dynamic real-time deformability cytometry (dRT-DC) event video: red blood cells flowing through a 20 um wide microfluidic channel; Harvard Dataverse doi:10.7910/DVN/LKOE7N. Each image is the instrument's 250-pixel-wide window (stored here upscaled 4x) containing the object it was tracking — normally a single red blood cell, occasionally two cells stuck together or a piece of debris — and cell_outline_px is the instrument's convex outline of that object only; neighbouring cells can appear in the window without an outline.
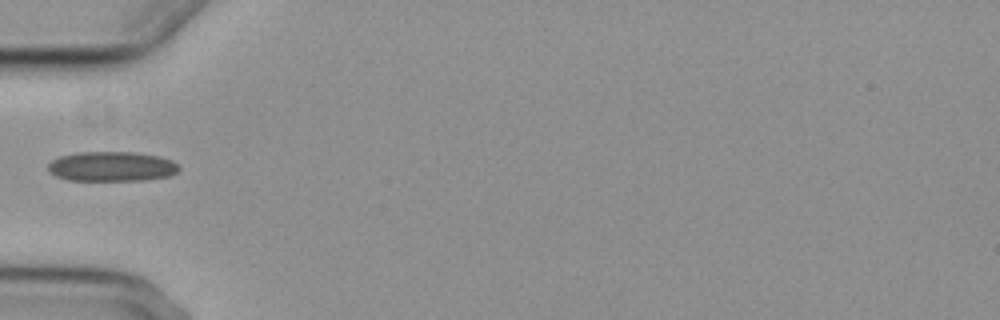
{"species": "common noctule bat (a hibernating species)", "species_latin": "Nyctalus noctula", "temperature_condition": "cold", "stored_images_in_passage": 1, "camera_frame_rate_fps": 3000, "um_per_image_px": 0.085, "animal": {"sex": "female", "body_mass_g": 29.2, "forearm_length_mm": 56.3}, "frame": {"image": 1, "passage_image": 1, "time_ms": 0.0, "image_size_px": [1000, 320], "cell_outline_px": [[180, 168], [176, 172], [168, 176], [144, 180], [68, 180], [56, 176], [48, 172], [48, 164], [52, 160], [60, 156], [76, 152], [132, 152], [160, 156], [172, 160], [180, 164]], "centroid_in_image_um": [9.5, 14.14], "position_along_channel_um": 75.5, "area_um2": 22.83}}